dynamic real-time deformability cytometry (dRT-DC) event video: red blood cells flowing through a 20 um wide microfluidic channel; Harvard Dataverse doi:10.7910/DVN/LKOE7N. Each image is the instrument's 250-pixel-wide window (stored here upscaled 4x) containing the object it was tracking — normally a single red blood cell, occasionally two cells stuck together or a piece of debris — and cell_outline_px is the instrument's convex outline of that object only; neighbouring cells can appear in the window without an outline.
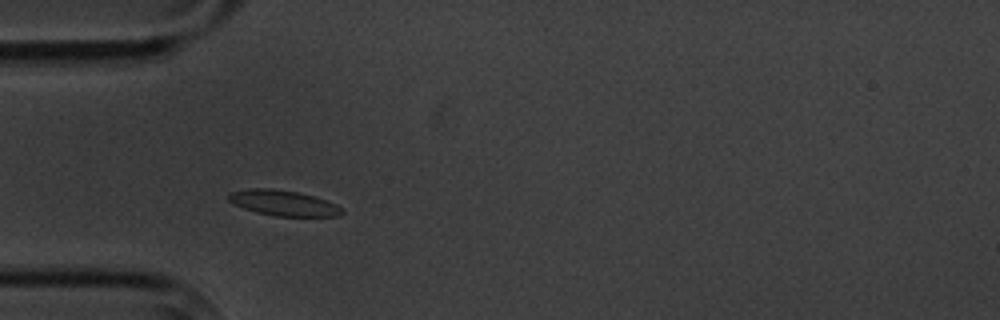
{"species": "common noctule bat (a hibernating species)", "species_latin": "Nyctalus noctula", "temperature_condition": "cold", "stored_images_in_passage": 4, "camera_frame_rate_fps": 3000, "um_per_image_px": 0.085, "animal": {"sex": "male", "body_mass_g": 20.1, "forearm_length_mm": 53.5}, "frame": {"image": 1, "passage_image": 2, "time_ms": 1.333, "image_size_px": [1000, 320], "cell_outline_px": [[344, 212], [340, 216], [276, 216], [256, 212], [232, 204], [228, 200], [228, 196], [232, 192], [248, 188], [272, 188], [300, 192], [336, 204]], "centroid_in_image_um": [24.06, 17.25], "position_along_channel_um": 60.9, "area_um2": 16.76}}
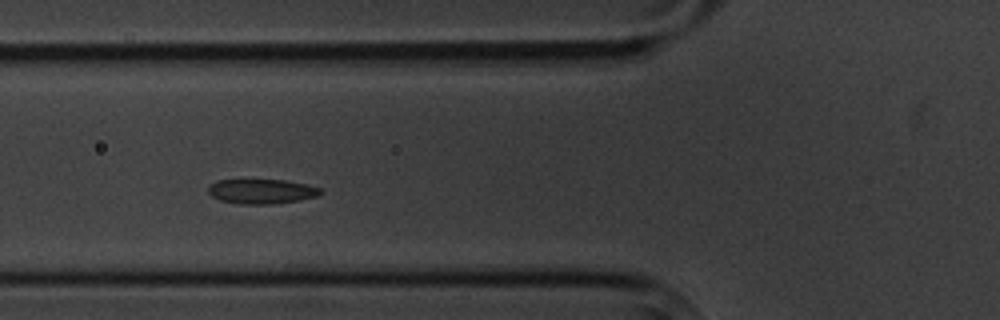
{"frame": {"image": 2, "passage_image": 3, "time_ms": 2.667, "image_size_px": [1000, 320], "cell_outline_px": [[324, 192], [320, 196], [300, 200], [272, 204], [240, 204], [220, 200], [212, 196], [208, 192], [208, 188], [216, 180], [284, 180], [308, 184], [320, 188]], "centroid_in_image_um": [22.29, 16.27], "position_along_channel_um": 103.5, "area_um2": 16.24}}
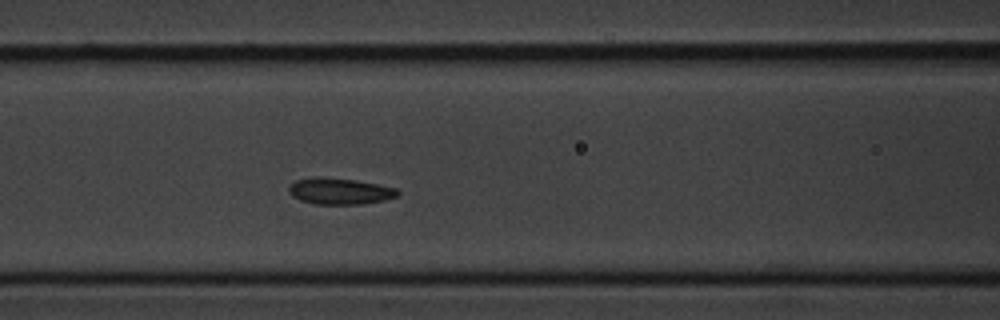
{"frame": {"image": 3, "passage_image": 4, "time_ms": 3.667, "image_size_px": [1000, 320], "cell_outline_px": [[400, 196], [384, 200], [360, 204], [312, 204], [300, 200], [292, 196], [288, 192], [288, 188], [296, 180], [356, 180], [396, 188], [400, 192]], "centroid_in_image_um": [28.95, 16.31], "position_along_channel_um": 137.6, "area_um2": 15.9}}